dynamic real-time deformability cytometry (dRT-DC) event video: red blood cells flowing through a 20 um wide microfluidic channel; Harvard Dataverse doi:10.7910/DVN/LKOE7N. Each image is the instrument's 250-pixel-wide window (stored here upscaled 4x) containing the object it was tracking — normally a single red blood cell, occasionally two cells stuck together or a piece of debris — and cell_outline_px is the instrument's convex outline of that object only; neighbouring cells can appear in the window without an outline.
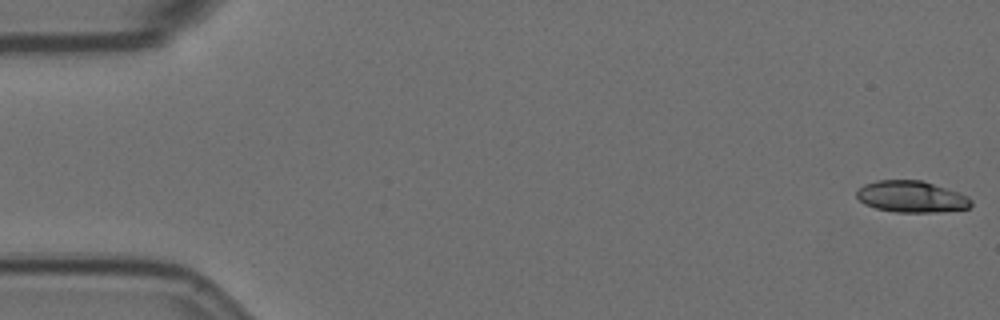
{"species": "Egyptian fruit bat (a non-hibernating species)", "species_latin": "Rousettus aegyptiacus", "temperature_condition": "room temperature", "stored_images_in_passage": 58, "camera_frame_rate_fps": 3000, "um_per_image_px": 0.085, "animal": {"sex": "female"}, "frame": {"image": 1, "passage_image": 1, "time_ms": 0.0, "image_size_px": [1000, 320], "cell_outline_px": [[972, 204], [968, 208], [936, 212], [896, 212], [876, 208], [864, 204], [856, 196], [856, 192], [864, 184], [876, 180], [924, 180], [968, 196], [972, 200]], "centroid_in_image_um": [77.46, 16.71], "position_along_channel_um": 7.5, "area_um2": 20.98}}
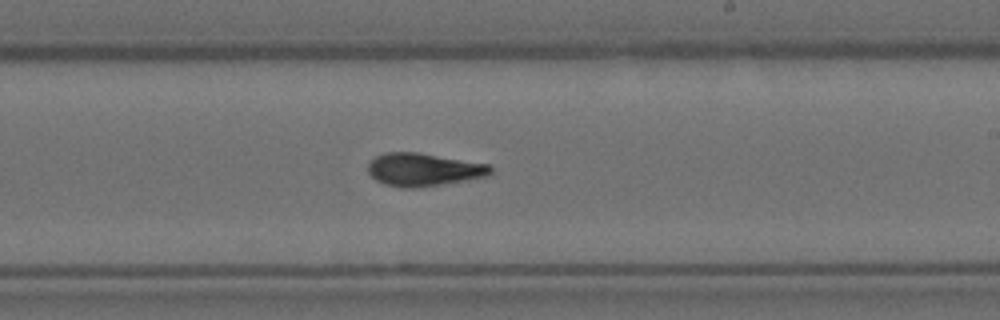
{"frame": {"image": 2, "passage_image": 34, "time_ms": 11.0, "image_size_px": [1000, 320], "cell_outline_px": [[492, 172], [488, 176], [468, 180], [412, 188], [400, 188], [384, 184], [376, 180], [368, 172], [368, 164], [376, 156], [384, 152], [416, 152], [488, 164], [492, 168]], "centroid_in_image_um": [35.98, 14.42], "position_along_channel_um": 253.0, "area_um2": 23.41}}
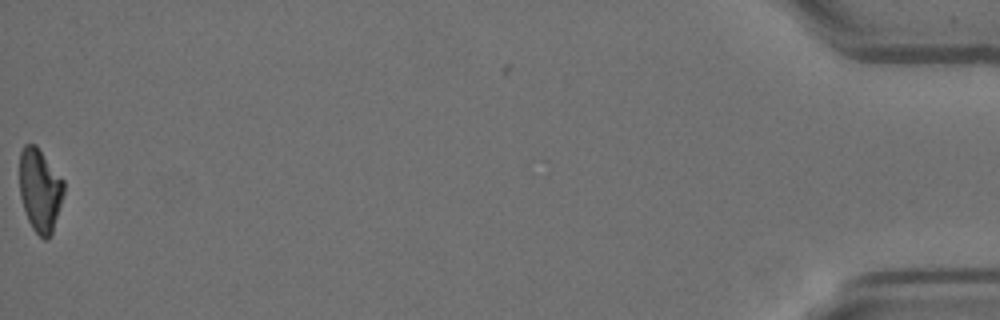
{"frame": {"image": 3, "passage_image": 58, "time_ms": 19.0, "image_size_px": [1000, 320], "cell_outline_px": [[64, 192], [52, 232], [44, 240], [32, 228], [28, 220], [20, 196], [20, 152], [24, 144], [36, 144], [64, 180]], "centroid_in_image_um": [3.39, 16.12], "position_along_channel_um": 431.8, "area_um2": 21.27}, "authors_computed_cell_mechanics": {"area_um2": 22.5998, "velocity_mm_per_s": 3.5223, "shape_relaxation_time_tau1_ms": null, "shape_relaxation_time_tau2_ms": 3.3291, "deformation_change_tau1": null, "deformation_change_tau2": 0.102}}